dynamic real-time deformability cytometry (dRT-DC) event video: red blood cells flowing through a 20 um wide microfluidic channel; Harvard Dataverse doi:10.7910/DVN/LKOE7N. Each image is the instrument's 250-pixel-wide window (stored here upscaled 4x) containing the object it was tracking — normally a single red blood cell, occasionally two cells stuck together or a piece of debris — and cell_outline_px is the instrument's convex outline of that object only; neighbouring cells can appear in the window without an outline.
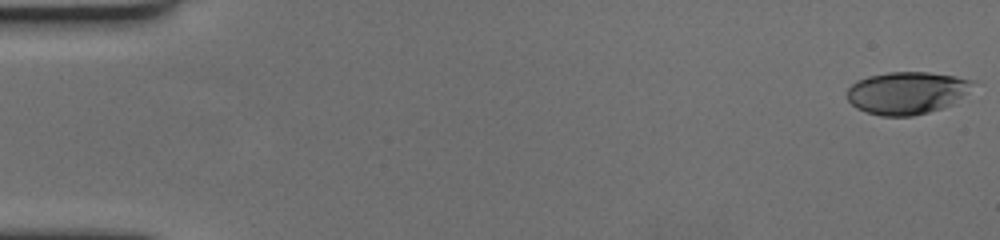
{"species": "human", "species_latin": "Homo sapiens", "temperature_condition": "cold", "stored_images_in_passage": 60, "camera_frame_rate_fps": 3000, "um_per_image_px": 0.085, "donor": {"sex": "female"}, "frame": {"image": 1, "passage_image": 1, "time_ms": 0.0, "image_size_px": [1000, 240], "cell_outline_px": [[976, 80], [968, 92], [952, 104], [944, 108], [912, 116], [880, 116], [856, 108], [844, 96], [848, 88], [856, 80], [868, 76], [888, 72], [928, 72], [956, 76]], "centroid_in_image_um": [77.07, 7.89], "position_along_channel_um": 7.9, "area_um2": 31.39}}
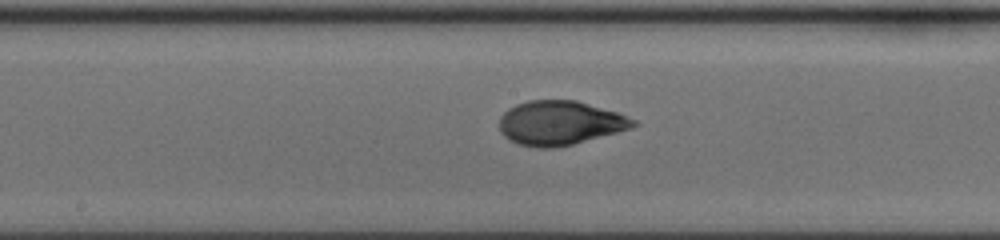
{"frame": {"image": 2, "passage_image": 32, "time_ms": 10.333, "image_size_px": [1000, 240], "cell_outline_px": [[640, 124], [632, 128], [572, 144], [552, 148], [540, 148], [516, 144], [508, 140], [500, 132], [500, 116], [508, 108], [516, 104], [528, 100], [576, 100], [616, 112], [628, 116], [636, 120]], "centroid_in_image_um": [47.58, 10.45], "position_along_channel_um": 200.6, "area_um2": 34.56}}
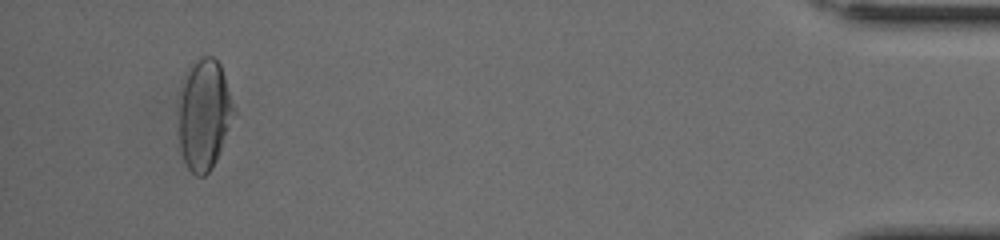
{"frame": {"image": 3, "passage_image": 57, "time_ms": 18.667, "image_size_px": [1000, 240], "cell_outline_px": [[232, 108], [220, 148], [216, 160], [212, 168], [204, 176], [196, 176], [188, 168], [184, 160], [180, 148], [176, 116], [180, 92], [184, 72], [192, 60], [200, 56], [212, 56], [220, 64], [224, 76]], "centroid_in_image_um": [17.22, 9.68], "position_along_channel_um": 418.0, "area_um2": 35.14}, "authors_computed_cell_mechanics": {"area_um2": 33.6107, "velocity_mm_per_s": 3.4696, "shape_relaxation_time_tau1_ms": 4.6848, "shape_relaxation_time_tau2_ms": 1.1344, "deformation_change_tau1": 0.2002, "deformation_change_tau2": 0.0591}}